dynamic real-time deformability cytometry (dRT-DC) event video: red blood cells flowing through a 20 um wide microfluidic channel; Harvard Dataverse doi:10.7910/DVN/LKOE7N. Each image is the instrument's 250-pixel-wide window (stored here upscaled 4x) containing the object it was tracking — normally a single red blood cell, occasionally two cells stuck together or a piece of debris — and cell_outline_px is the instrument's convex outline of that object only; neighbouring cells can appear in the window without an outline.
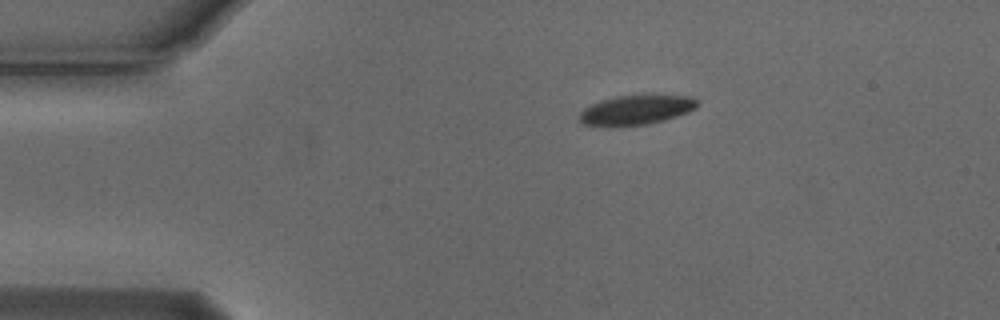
{"species": "Egyptian fruit bat (a non-hibernating species)", "species_latin": "Rousettus aegyptiacus", "temperature_condition": "cold", "stored_images_in_passage": 4, "camera_frame_rate_fps": 3000, "um_per_image_px": 0.085, "animal": {"sex": "male"}, "frame": {"image": 1, "passage_image": 1, "time_ms": 0.0, "image_size_px": [1000, 320], "cell_outline_px": [[700, 104], [696, 108], [688, 112], [664, 120], [648, 124], [580, 124], [580, 112], [584, 108], [600, 100], [616, 96], [644, 92], [692, 96]], "centroid_in_image_um": [54.18, 9.25], "position_along_channel_um": 30.8, "area_um2": 20.63}}
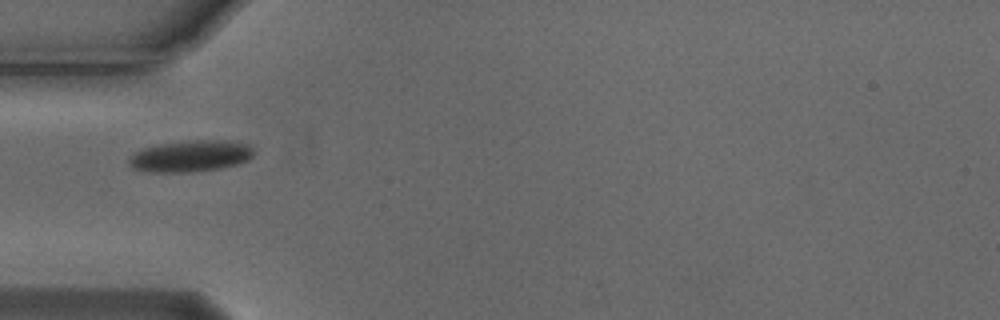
{"frame": {"image": 2, "passage_image": 3, "time_ms": 0.667, "image_size_px": [1000, 320], "cell_outline_px": [[252, 156], [248, 160], [236, 164], [220, 168], [192, 172], [152, 172], [132, 168], [128, 164], [128, 156], [132, 152], [140, 148], [160, 144], [196, 140], [224, 140], [248, 144], [252, 148]], "centroid_in_image_um": [16.12, 13.27], "position_along_channel_um": 68.9, "area_um2": 22.95}}
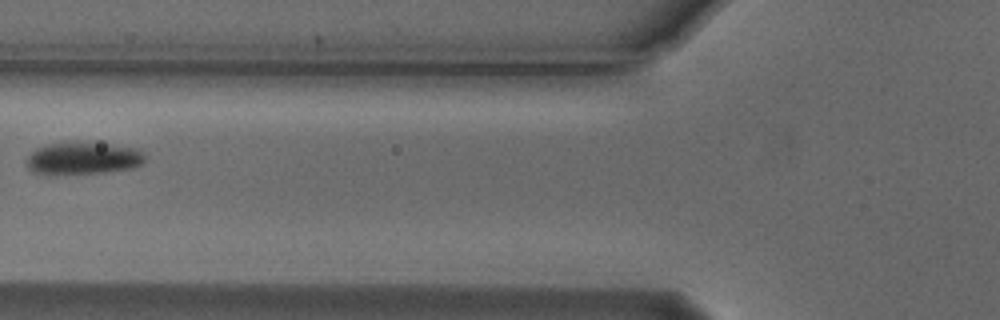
{"frame": {"image": 3, "passage_image": 4, "time_ms": 1.0, "image_size_px": [1000, 320], "cell_outline_px": [[144, 160], [140, 164], [132, 168], [104, 172], [52, 176], [32, 172], [28, 168], [28, 156], [36, 148], [48, 144], [112, 144], [136, 148], [144, 152]], "centroid_in_image_um": [7.04, 13.5], "position_along_channel_um": 118.8, "area_um2": 22.08}}